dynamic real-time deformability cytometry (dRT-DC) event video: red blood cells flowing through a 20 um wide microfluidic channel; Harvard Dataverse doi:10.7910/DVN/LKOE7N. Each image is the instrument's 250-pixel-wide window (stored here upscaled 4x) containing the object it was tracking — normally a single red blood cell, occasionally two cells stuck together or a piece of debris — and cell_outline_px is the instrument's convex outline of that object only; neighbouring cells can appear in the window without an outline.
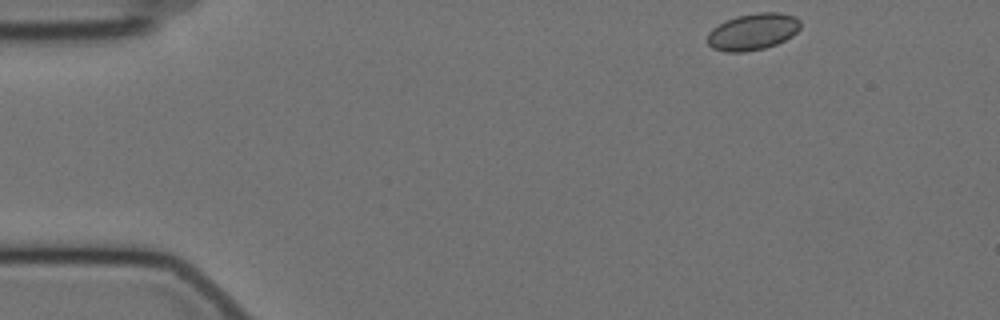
{"species": "Egyptian fruit bat (a non-hibernating species)", "species_latin": "Rousettus aegyptiacus", "temperature_condition": "cold", "stored_images_in_passage": 52, "camera_frame_rate_fps": 3000, "um_per_image_px": 0.085, "animal": {"sex": "female"}, "frame": {"image": 1, "passage_image": 1, "time_ms": 0.0, "image_size_px": [1000, 320], "cell_outline_px": [[800, 28], [792, 36], [776, 44], [764, 48], [744, 52], [724, 52], [712, 48], [708, 44], [708, 32], [712, 28], [736, 16], [756, 12], [780, 12], [796, 16], [800, 20]], "centroid_in_image_um": [64.0, 2.69], "position_along_channel_um": 21.0, "area_um2": 19.94}}
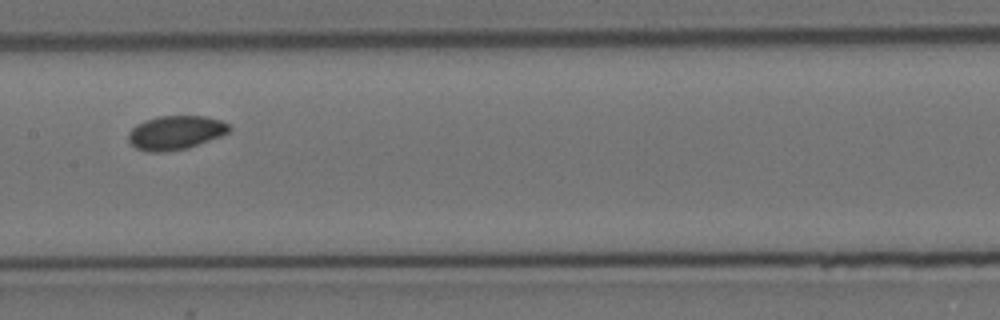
{"frame": {"image": 2, "passage_image": 23, "time_ms": 7.333, "image_size_px": [1000, 320], "cell_outline_px": [[232, 128], [228, 132], [220, 136], [188, 148], [164, 152], [148, 152], [136, 148], [128, 140], [128, 132], [136, 124], [144, 120], [156, 116], [204, 116], [220, 120], [228, 124]], "centroid_in_image_um": [14.89, 11.27], "position_along_channel_um": 192.5, "area_um2": 20.0}}
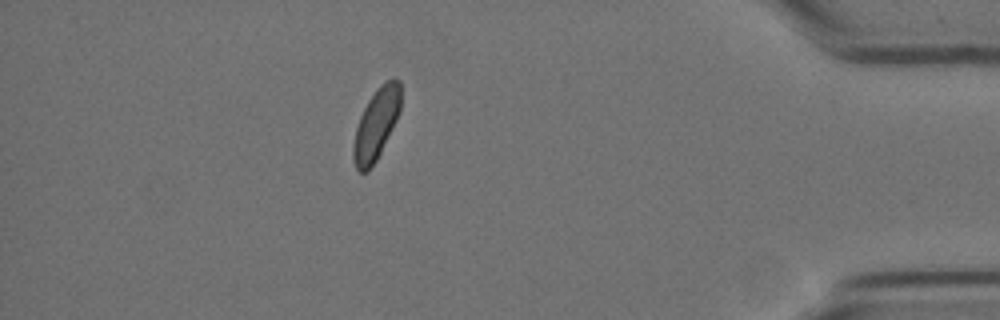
{"frame": {"image": 3, "passage_image": 45, "time_ms": 14.667, "image_size_px": [1000, 320], "cell_outline_px": [[400, 112], [376, 160], [368, 172], [360, 172], [356, 168], [352, 160], [352, 148], [356, 128], [360, 116], [368, 100], [376, 88], [384, 80], [392, 76], [400, 80]], "centroid_in_image_um": [31.97, 10.51], "position_along_channel_um": 403.2, "area_um2": 19.71}, "authors_computed_cell_mechanics": {"area_um2": 19.6809, "velocity_mm_per_s": 3.4838, "shape_relaxation_time_tau1_ms": null, "shape_relaxation_time_tau2_ms": 9.9512, "deformation_change_tau1": null, "deformation_change_tau2": 0.0945}}